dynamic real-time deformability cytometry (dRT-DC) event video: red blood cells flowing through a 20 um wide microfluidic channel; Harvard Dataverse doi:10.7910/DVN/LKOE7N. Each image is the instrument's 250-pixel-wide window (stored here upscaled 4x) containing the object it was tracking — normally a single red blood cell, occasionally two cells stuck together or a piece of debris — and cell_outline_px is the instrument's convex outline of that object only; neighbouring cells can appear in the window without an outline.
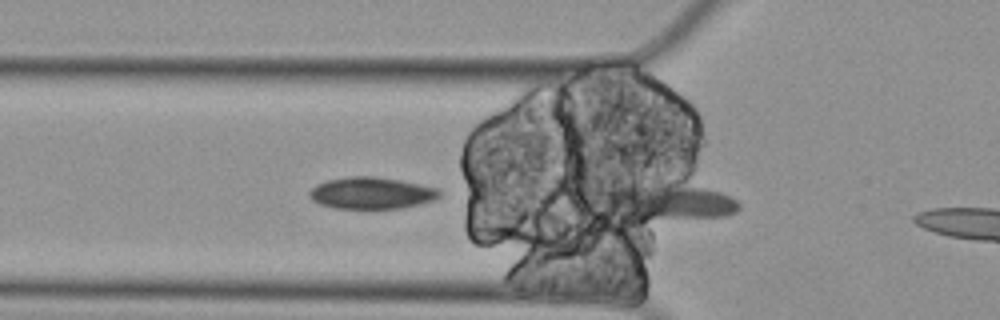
{"species": "Egyptian fruit bat (a non-hibernating species)", "species_latin": "Rousettus aegyptiacus", "temperature_condition": "cold", "stored_images_in_passage": 3, "camera_frame_rate_fps": 3000, "um_per_image_px": 0.085, "animal": {"sex": "female"}, "frame": {"image": 1, "passage_image": 3, "time_ms": 0.667, "image_size_px": [1000, 320], "cell_outline_px": [[740, 208], [736, 212], [724, 216], [648, 220], [592, 208], [584, 204], [592, 196], [608, 188], [668, 180], [672, 180], [720, 192], [736, 200], [740, 204]], "centroid_in_image_um": [56.43, 17.11], "position_along_channel_um": 69.4, "area_um2": 31.1}}